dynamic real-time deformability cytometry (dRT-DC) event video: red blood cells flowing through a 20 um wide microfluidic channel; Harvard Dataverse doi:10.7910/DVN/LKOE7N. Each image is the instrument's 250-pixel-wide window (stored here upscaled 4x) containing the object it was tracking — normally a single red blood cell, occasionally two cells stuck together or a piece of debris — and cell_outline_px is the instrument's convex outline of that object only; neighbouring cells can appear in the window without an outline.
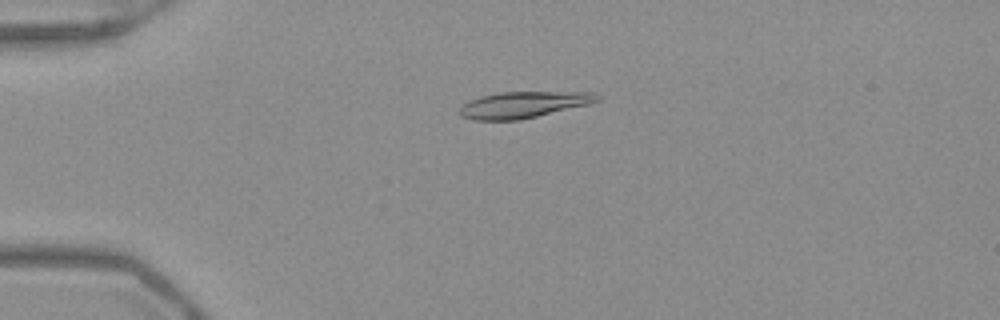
{"species": "Egyptian fruit bat (a non-hibernating species)", "species_latin": "Rousettus aegyptiacus", "temperature_condition": "warm", "stored_images_in_passage": 52, "camera_frame_rate_fps": 3000, "um_per_image_px": 0.085, "frame": {"image": 1, "passage_image": 13, "time_ms": 4.0, "image_size_px": [1000, 320], "cell_outline_px": [[600, 100], [588, 104], [520, 120], [472, 120], [460, 116], [460, 108], [464, 104], [480, 96], [500, 92], [596, 92], [600, 96]], "centroid_in_image_um": [44.5, 8.9], "position_along_channel_um": 40.5, "area_um2": 20.98}}
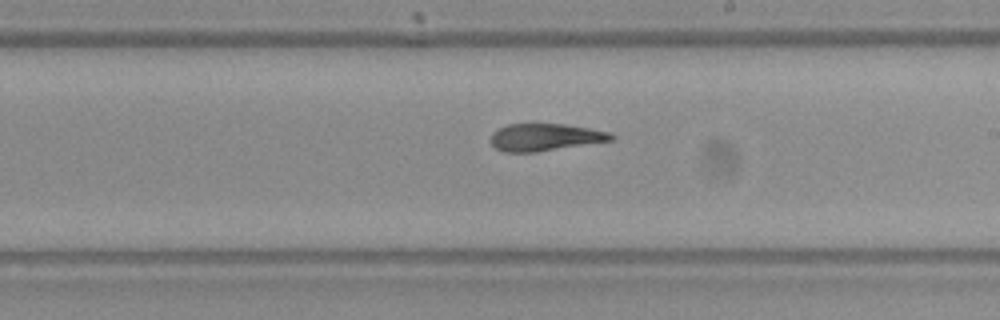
{"frame": {"image": 2, "passage_image": 31, "time_ms": 10.0, "image_size_px": [1000, 320], "cell_outline_px": [[616, 136], [612, 140], [536, 152], [504, 152], [496, 148], [492, 144], [492, 132], [508, 124], [564, 124], [612, 132]], "centroid_in_image_um": [46.35, 11.66], "position_along_channel_um": 242.6, "area_um2": 18.96}}
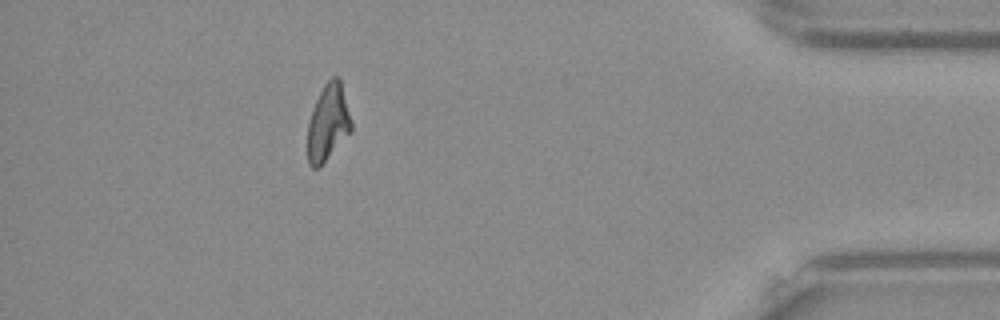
{"frame": {"image": 3, "passage_image": 47, "time_ms": 15.333, "image_size_px": [1000, 320], "cell_outline_px": [[352, 132], [320, 168], [312, 168], [308, 164], [308, 120], [312, 108], [324, 84], [332, 76], [340, 76], [352, 124]], "centroid_in_image_um": [27.89, 10.45], "position_along_channel_um": 407.3, "area_um2": 19.88}, "authors_computed_cell_mechanics": {"area_um2": 19.9988, "velocity_mm_per_s": 3.9417, "shape_relaxation_time_tau1_ms": null, "shape_relaxation_time_tau2_ms": 2.3195, "deformation_change_tau1": null, "deformation_change_tau2": 0.0947}}